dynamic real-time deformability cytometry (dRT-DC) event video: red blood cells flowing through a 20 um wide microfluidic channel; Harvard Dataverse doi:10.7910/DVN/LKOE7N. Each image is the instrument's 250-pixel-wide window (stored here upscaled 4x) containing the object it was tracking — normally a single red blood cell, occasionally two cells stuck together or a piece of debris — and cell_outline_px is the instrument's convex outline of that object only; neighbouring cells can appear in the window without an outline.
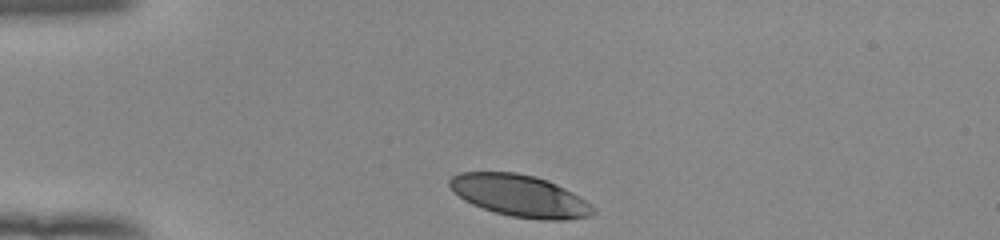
{"species": "human", "species_latin": "Homo sapiens", "temperature_condition": "room temperature", "stored_images_in_passage": 32, "camera_frame_rate_fps": 3000, "um_per_image_px": 0.085, "donor": {"sex": "female"}, "frame": {"image": 1, "passage_image": 1, "time_ms": 0.0, "image_size_px": [1000, 240], "cell_outline_px": [[596, 212], [588, 216], [564, 220], [544, 220], [512, 216], [496, 212], [472, 204], [464, 200], [448, 184], [448, 180], [452, 176], [460, 172], [516, 172], [536, 176], [548, 180], [572, 192], [592, 204], [596, 208]], "centroid_in_image_um": [44.21, 16.63], "position_along_channel_um": 40.8, "area_um2": 34.85}}
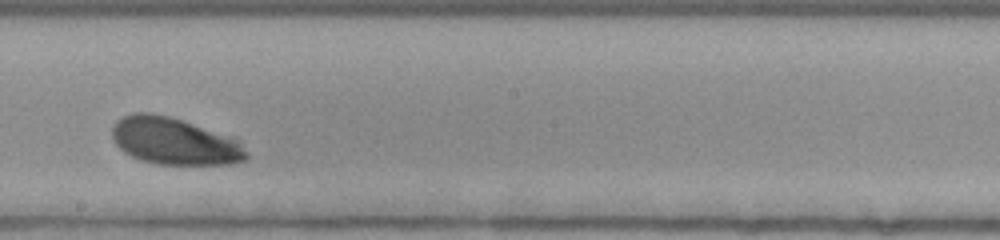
{"frame": {"image": 2, "passage_image": 19, "time_ms": 6.0, "image_size_px": [1000, 240], "cell_outline_px": [[248, 160], [228, 164], [156, 164], [140, 160], [124, 152], [112, 140], [112, 124], [116, 120], [132, 112], [148, 112], [168, 116], [232, 136], [240, 140], [248, 152]], "centroid_in_image_um": [14.83, 12.0], "position_along_channel_um": 233.4, "area_um2": 37.11}}
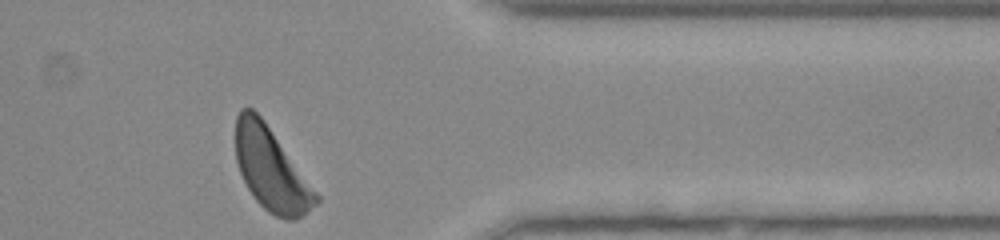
{"frame": {"image": 3, "passage_image": 32, "time_ms": 10.333, "image_size_px": [1000, 240], "cell_outline_px": [[320, 200], [316, 204], [296, 220], [284, 220], [268, 212], [256, 200], [248, 188], [240, 172], [236, 160], [236, 116], [240, 108], [252, 108], [264, 120], [320, 196]], "centroid_in_image_um": [23.04, 14.39], "position_along_channel_um": 388.4, "area_um2": 38.38}, "authors_computed_cell_mechanics": {"area_um2": 37.0787, "velocity_mm_per_s": 3.8621, "shape_relaxation_time_tau1_ms": 1.0592, "shape_relaxation_time_tau2_ms": null, "deformation_change_tau1": 0.0977, "deformation_change_tau2": null}}